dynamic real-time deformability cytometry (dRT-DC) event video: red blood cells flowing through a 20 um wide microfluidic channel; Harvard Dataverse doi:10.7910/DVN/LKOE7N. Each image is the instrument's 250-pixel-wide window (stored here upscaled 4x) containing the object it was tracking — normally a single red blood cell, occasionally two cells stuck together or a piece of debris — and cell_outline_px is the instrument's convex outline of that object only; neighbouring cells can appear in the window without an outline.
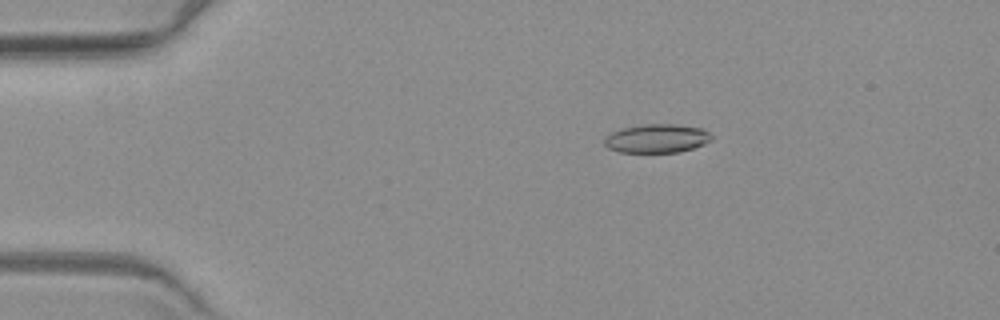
{"species": "common noctule bat (a hibernating species)", "species_latin": "Nyctalus noctula", "temperature_condition": "warm", "stored_images_in_passage": 4, "camera_frame_rate_fps": 3000, "um_per_image_px": 0.085, "animal": {"sex": "female", "body_mass_g": 19.3, "forearm_length_mm": 54.1}, "frame": {"image": 1, "passage_image": 3, "time_ms": 2.333, "image_size_px": [1000, 320], "cell_outline_px": [[712, 140], [704, 144], [680, 152], [620, 152], [608, 148], [604, 144], [604, 136], [620, 128], [644, 124], [676, 124], [704, 128], [712, 136]], "centroid_in_image_um": [55.82, 11.76], "position_along_channel_um": 29.2, "area_um2": 18.09}}